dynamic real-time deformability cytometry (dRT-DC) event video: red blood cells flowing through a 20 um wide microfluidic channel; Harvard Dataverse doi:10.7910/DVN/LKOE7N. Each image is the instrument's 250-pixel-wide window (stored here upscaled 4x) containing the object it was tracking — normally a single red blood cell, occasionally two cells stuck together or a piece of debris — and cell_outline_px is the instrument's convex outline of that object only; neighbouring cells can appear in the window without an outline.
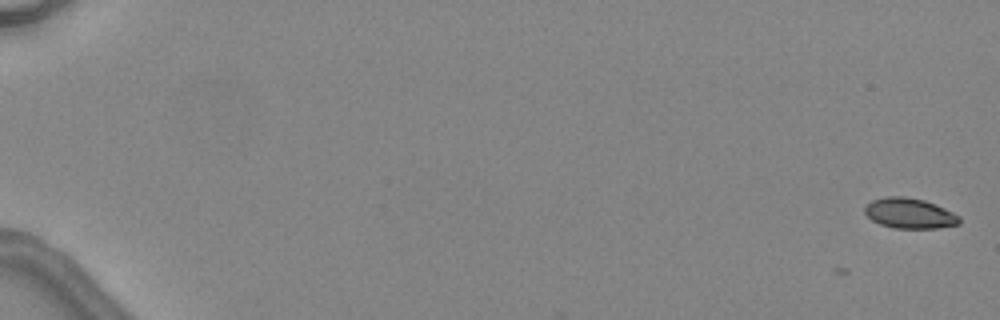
{"species": "common noctule bat (a hibernating species)", "species_latin": "Nyctalus noctula", "temperature_condition": "warm", "stored_images_in_passage": 6, "camera_frame_rate_fps": 3000, "um_per_image_px": 0.085, "animal": {"sex": "female", "body_mass_g": 24.6, "forearm_length_mm": 56.2}, "frame": {"image": 1, "passage_image": 1, "time_ms": 0.0, "image_size_px": [1000, 320], "cell_outline_px": [[960, 224], [936, 228], [892, 228], [880, 224], [872, 220], [864, 212], [864, 208], [872, 200], [884, 196], [904, 196], [924, 200], [936, 204], [960, 216]], "centroid_in_image_um": [77.31, 18.13], "position_along_channel_um": 7.7, "area_um2": 16.76}}